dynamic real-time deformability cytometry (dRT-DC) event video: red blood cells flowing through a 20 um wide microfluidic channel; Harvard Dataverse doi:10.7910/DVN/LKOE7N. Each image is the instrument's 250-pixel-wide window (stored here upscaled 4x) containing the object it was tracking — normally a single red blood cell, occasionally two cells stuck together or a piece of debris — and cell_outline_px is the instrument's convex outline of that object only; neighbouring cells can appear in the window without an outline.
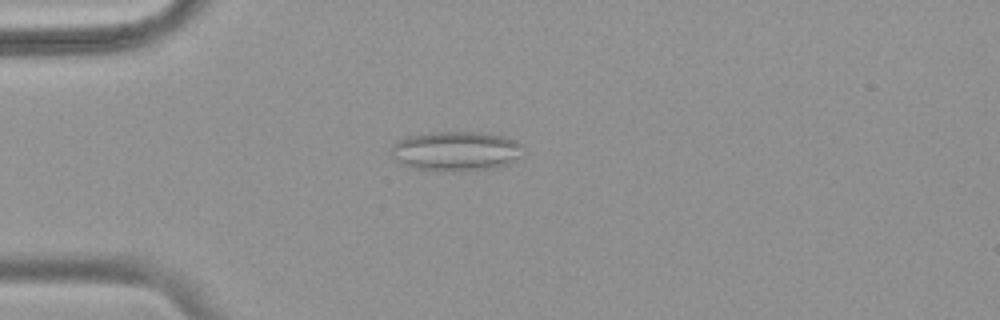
{"species": "common noctule bat (a hibernating species)", "species_latin": "Nyctalus noctula", "temperature_condition": "warm", "stored_images_in_passage": 54, "camera_frame_rate_fps": 3000, "um_per_image_px": 0.085, "animal": {"sex": "female", "body_mass_g": 18.4}, "frame": {"image": 1, "passage_image": 15, "time_ms": 4.667, "image_size_px": [1000, 320], "cell_outline_px": [[524, 144], [520, 156], [508, 164], [496, 168], [452, 172], [412, 168], [400, 164], [392, 156], [392, 144], [396, 140], [404, 136], [432, 132], [476, 132], [504, 136], [516, 140]], "centroid_in_image_um": [38.74, 12.85], "position_along_channel_um": 46.3, "area_um2": 30.98}}
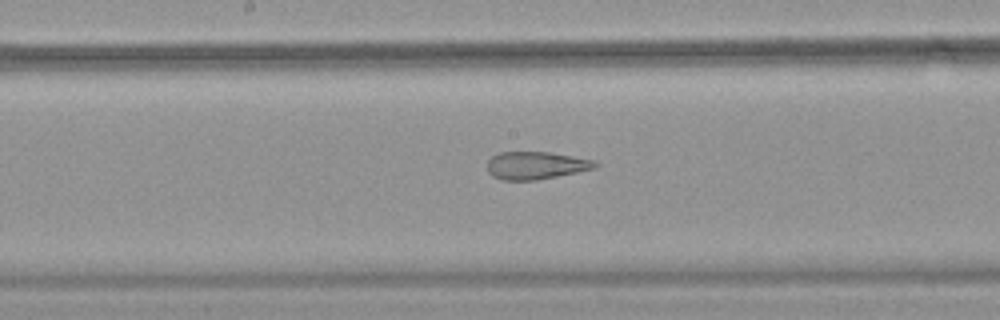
{"frame": {"image": 2, "passage_image": 29, "time_ms": 9.333, "image_size_px": [1000, 320], "cell_outline_px": [[600, 164], [596, 168], [536, 180], [500, 180], [492, 176], [488, 172], [488, 160], [492, 156], [500, 152], [548, 152], [596, 160]], "centroid_in_image_um": [45.55, 14.06], "position_along_channel_um": 202.6, "area_um2": 17.4}}
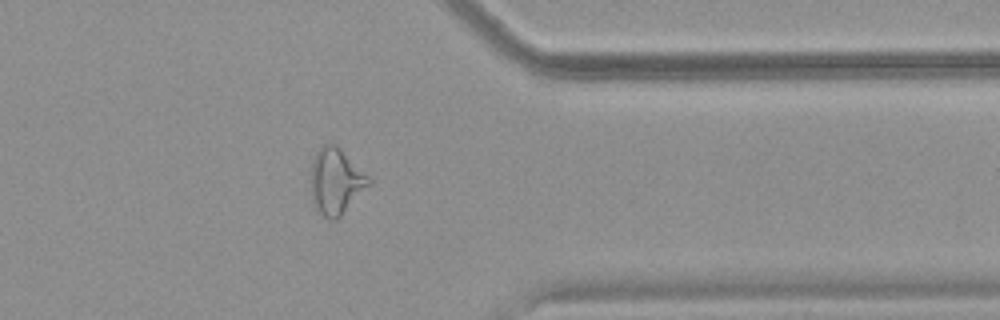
{"frame": {"image": 3, "passage_image": 44, "time_ms": 14.333, "image_size_px": [1000, 320], "cell_outline_px": [[372, 184], [336, 220], [328, 220], [316, 212], [312, 204], [312, 160], [316, 152], [324, 144], [336, 144], [372, 176]], "centroid_in_image_um": [28.6, 15.43], "position_along_channel_um": 382.8, "area_um2": 22.83}, "authors_computed_cell_mechanics": {"area_um2": 23.9581, "velocity_mm_per_s": 3.7745, "shape_relaxation_time_tau1_ms": null, "shape_relaxation_time_tau2_ms": 1.9193, "deformation_change_tau1": null, "deformation_change_tau2": 0.1169}}